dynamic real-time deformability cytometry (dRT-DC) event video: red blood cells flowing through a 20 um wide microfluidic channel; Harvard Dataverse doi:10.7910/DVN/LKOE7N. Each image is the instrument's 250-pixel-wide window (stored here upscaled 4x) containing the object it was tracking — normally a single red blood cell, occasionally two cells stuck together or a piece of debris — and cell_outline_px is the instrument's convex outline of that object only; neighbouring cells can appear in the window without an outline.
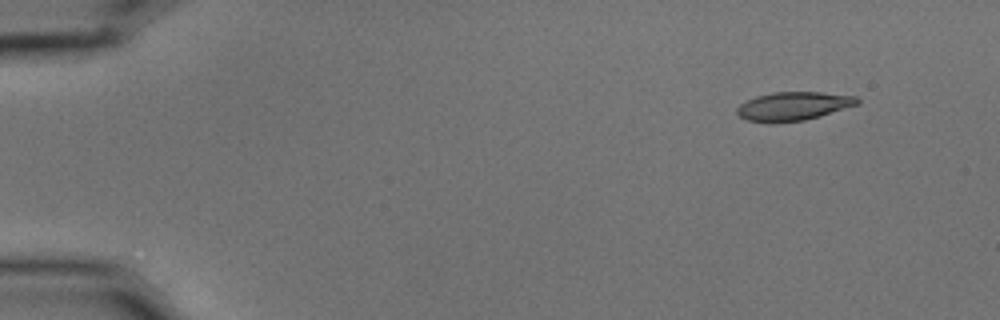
{"species": "common noctule bat (a hibernating species)", "species_latin": "Nyctalus noctula", "temperature_condition": "cold", "stored_images_in_passage": 3, "camera_frame_rate_fps": 3000, "um_per_image_px": 0.085, "animal": {"sex": "male", "body_mass_g": 15.6}, "frame": {"image": 1, "passage_image": 1, "time_ms": 0.0, "image_size_px": [1000, 320], "cell_outline_px": [[860, 104], [820, 116], [804, 120], [772, 124], [748, 120], [740, 116], [736, 112], [736, 108], [740, 104], [756, 96], [772, 92], [820, 92], [856, 96], [860, 100]], "centroid_in_image_um": [67.44, 9.03], "position_along_channel_um": 17.6, "area_um2": 20.23}}
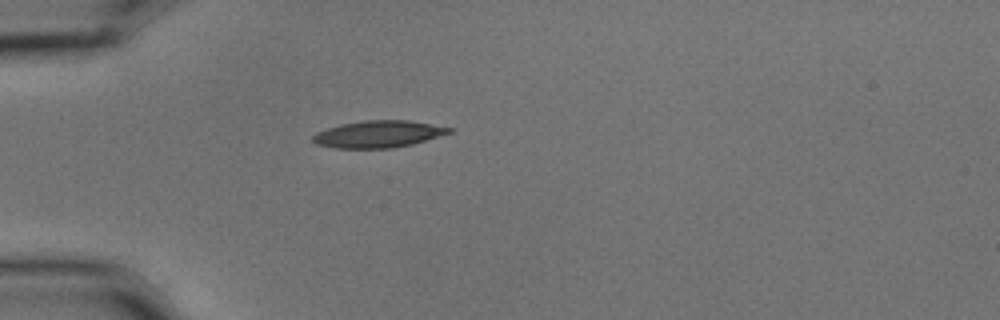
{"frame": {"image": 2, "passage_image": 3, "time_ms": 0.667, "image_size_px": [1000, 320], "cell_outline_px": [[452, 132], [412, 144], [392, 148], [336, 148], [316, 144], [312, 140], [312, 136], [316, 132], [340, 124], [364, 120], [408, 120], [452, 128]], "centroid_in_image_um": [32.12, 11.4], "position_along_channel_um": 52.9, "area_um2": 21.27}}